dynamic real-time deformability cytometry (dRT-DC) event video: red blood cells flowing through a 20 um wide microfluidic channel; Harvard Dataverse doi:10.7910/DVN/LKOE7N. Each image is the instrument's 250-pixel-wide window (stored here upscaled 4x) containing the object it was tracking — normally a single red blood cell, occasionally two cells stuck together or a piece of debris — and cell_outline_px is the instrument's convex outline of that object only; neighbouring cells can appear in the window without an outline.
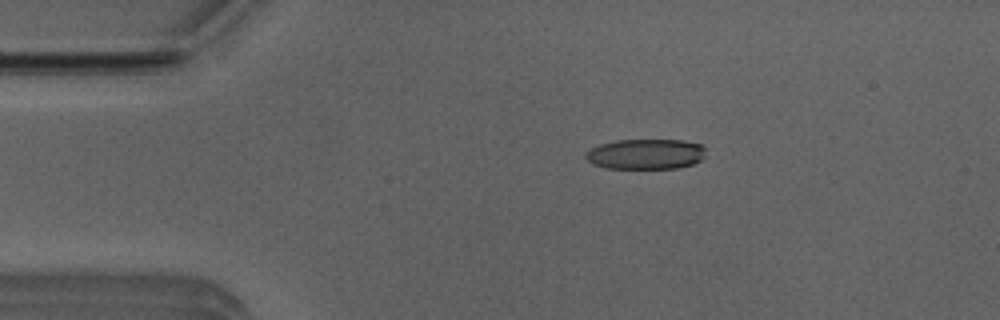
{"species": "Egyptian fruit bat (a non-hibernating species)", "species_latin": "Rousettus aegyptiacus", "temperature_condition": "room temperature", "stored_images_in_passage": 52, "camera_frame_rate_fps": 3000, "um_per_image_px": 0.085, "animal": {"sex": "male"}, "frame": {"image": 1, "passage_image": 10, "time_ms": 3.0, "image_size_px": [1000, 320], "cell_outline_px": [[704, 156], [700, 160], [692, 164], [680, 168], [608, 168], [596, 164], [588, 160], [584, 156], [584, 152], [600, 144], [616, 140], [684, 140], [700, 144], [704, 148]], "centroid_in_image_um": [54.89, 13.09], "position_along_channel_um": 30.1, "area_um2": 21.1}}
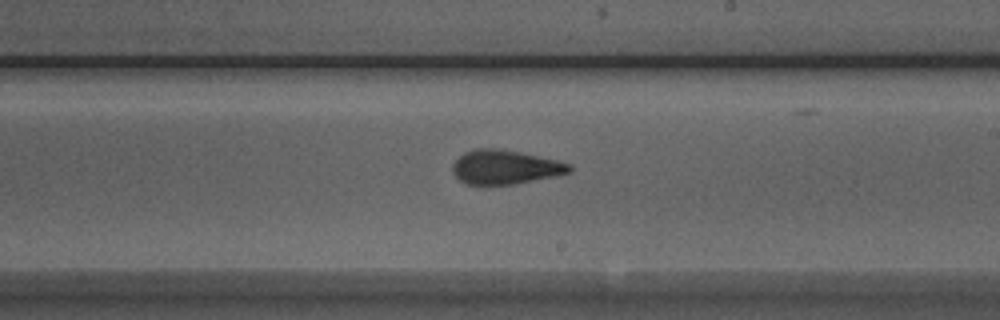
{"frame": {"image": 2, "passage_image": 30, "time_ms": 9.667, "image_size_px": [1000, 320], "cell_outline_px": [[572, 172], [556, 176], [512, 184], [488, 188], [468, 184], [460, 180], [452, 172], [452, 164], [464, 152], [476, 148], [496, 148], [520, 152], [556, 160], [572, 164]], "centroid_in_image_um": [42.91, 14.24], "position_along_channel_um": 246.1, "area_um2": 23.76}}
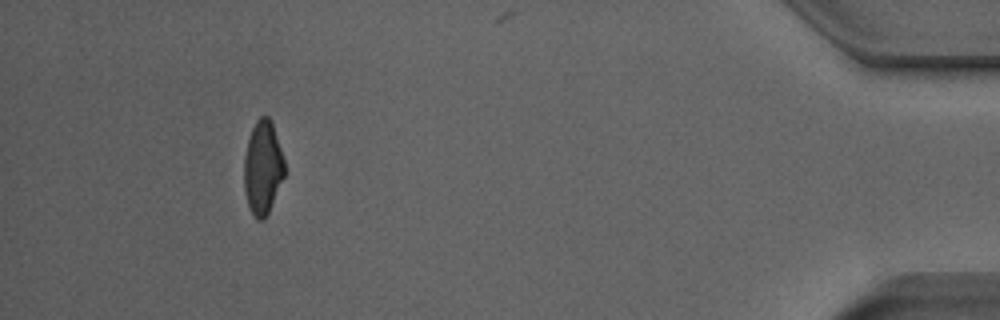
{"frame": {"image": 3, "passage_image": 48, "time_ms": 15.667, "image_size_px": [1000, 320], "cell_outline_px": [[284, 176], [268, 212], [264, 220], [256, 220], [248, 204], [244, 188], [244, 156], [248, 140], [252, 128], [256, 120], [260, 116], [268, 116], [272, 124], [284, 160]], "centroid_in_image_um": [22.32, 14.25], "position_along_channel_um": 412.9, "area_um2": 21.68}, "authors_computed_cell_mechanics": {"area_um2": 22.8888, "velocity_mm_per_s": 3.9412, "shape_relaxation_time_tau1_ms": 6.6096, "shape_relaxation_time_tau2_ms": 1.6012, "deformation_change_tau1": 0.2, "deformation_change_tau2": 0.0925}}